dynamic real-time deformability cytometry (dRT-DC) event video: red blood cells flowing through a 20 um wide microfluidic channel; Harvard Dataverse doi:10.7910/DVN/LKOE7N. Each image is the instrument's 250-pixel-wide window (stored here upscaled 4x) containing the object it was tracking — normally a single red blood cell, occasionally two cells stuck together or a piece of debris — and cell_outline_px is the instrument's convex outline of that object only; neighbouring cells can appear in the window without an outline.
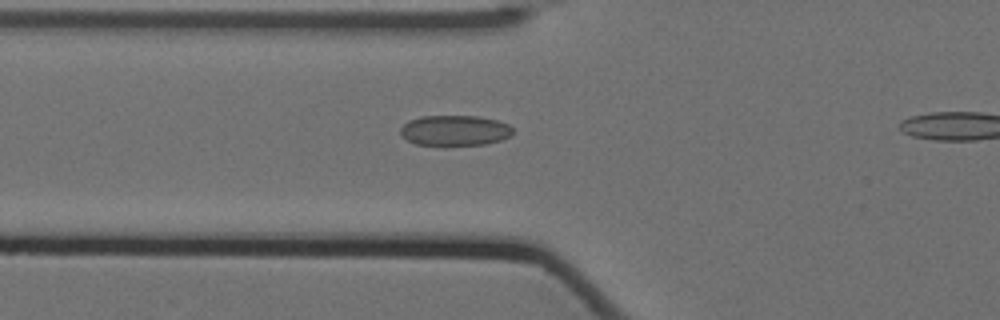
{"species": "Egyptian fruit bat (a non-hibernating species)", "species_latin": "Rousettus aegyptiacus", "temperature_condition": "cold", "stored_images_in_passage": 4, "camera_frame_rate_fps": 3000, "um_per_image_px": 0.085, "animal": {"sex": "female"}, "frame": {"image": 1, "passage_image": 4, "time_ms": 1.0, "image_size_px": [1000, 320], "cell_outline_px": [[512, 136], [500, 140], [484, 144], [416, 144], [408, 140], [400, 132], [400, 128], [408, 120], [420, 116], [476, 116], [496, 120], [508, 124], [512, 128]], "centroid_in_image_um": [38.66, 11.07], "position_along_channel_um": 87.1, "area_um2": 19.59}}